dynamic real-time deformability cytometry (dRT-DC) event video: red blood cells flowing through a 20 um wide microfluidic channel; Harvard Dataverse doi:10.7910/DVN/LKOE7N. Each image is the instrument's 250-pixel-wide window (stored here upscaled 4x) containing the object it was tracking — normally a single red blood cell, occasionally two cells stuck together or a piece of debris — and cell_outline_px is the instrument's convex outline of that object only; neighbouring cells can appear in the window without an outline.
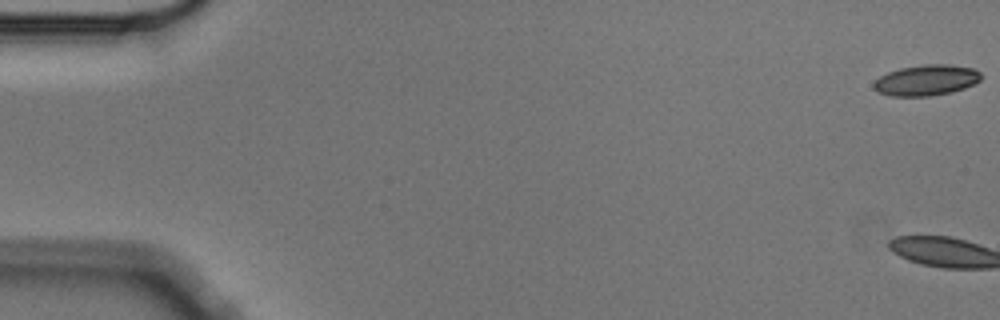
{"species": "Egyptian fruit bat (a non-hibernating species)", "species_latin": "Rousettus aegyptiacus", "temperature_condition": "cold", "stored_images_in_passage": 4, "camera_frame_rate_fps": 3000, "um_per_image_px": 0.085, "animal": {"sex": "male"}, "frame": {"image": 1, "passage_image": 1, "time_ms": 0.0, "image_size_px": [1000, 320], "cell_outline_px": [[980, 80], [976, 84], [952, 92], [928, 96], [888, 96], [876, 92], [872, 88], [872, 84], [880, 76], [888, 72], [900, 68], [924, 64], [952, 64], [972, 68], [980, 72]], "centroid_in_image_um": [78.71, 6.82], "position_along_channel_um": 6.3, "area_um2": 19.48}}